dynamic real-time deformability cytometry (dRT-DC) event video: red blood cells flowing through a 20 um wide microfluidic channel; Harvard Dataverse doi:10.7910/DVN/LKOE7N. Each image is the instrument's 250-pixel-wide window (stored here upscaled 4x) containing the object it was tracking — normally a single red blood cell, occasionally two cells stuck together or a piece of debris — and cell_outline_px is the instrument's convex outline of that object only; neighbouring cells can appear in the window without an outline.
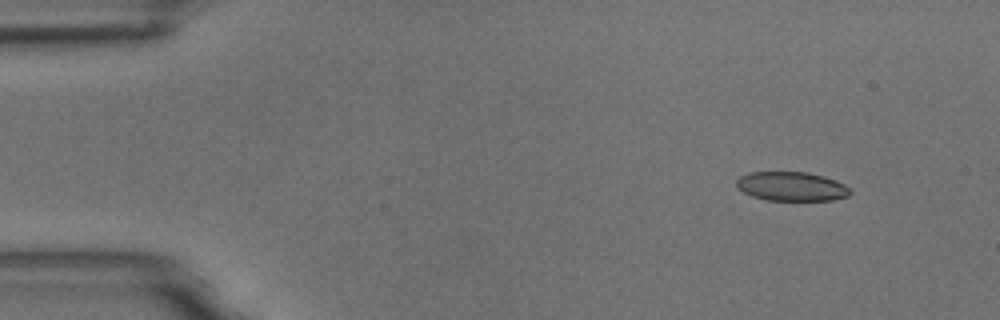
{"species": "common noctule bat (a hibernating species)", "species_latin": "Nyctalus noctula", "temperature_condition": "room temperature", "stored_images_in_passage": 5, "camera_frame_rate_fps": 3000, "um_per_image_px": 0.085, "animal": {"sex": "male", "body_mass_g": 18.8}, "frame": {"image": 1, "passage_image": 1, "time_ms": 0.0, "image_size_px": [1000, 320], "cell_outline_px": [[852, 192], [848, 196], [832, 200], [768, 200], [752, 196], [744, 192], [736, 184], [736, 180], [740, 176], [748, 172], [808, 172], [824, 176], [844, 184]], "centroid_in_image_um": [67.28, 15.84], "position_along_channel_um": 17.7, "area_um2": 19.19}}
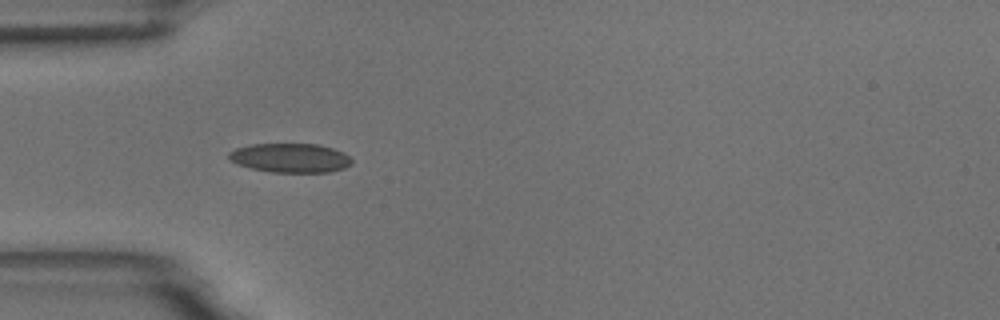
{"frame": {"image": 2, "passage_image": 4, "time_ms": 3.667, "image_size_px": [1000, 320], "cell_outline_px": [[352, 164], [344, 168], [328, 172], [272, 172], [252, 168], [236, 164], [228, 160], [228, 152], [236, 148], [252, 144], [316, 144], [332, 148], [344, 152], [352, 160]], "centroid_in_image_um": [24.65, 13.42], "position_along_channel_um": 60.3, "area_um2": 20.92}}